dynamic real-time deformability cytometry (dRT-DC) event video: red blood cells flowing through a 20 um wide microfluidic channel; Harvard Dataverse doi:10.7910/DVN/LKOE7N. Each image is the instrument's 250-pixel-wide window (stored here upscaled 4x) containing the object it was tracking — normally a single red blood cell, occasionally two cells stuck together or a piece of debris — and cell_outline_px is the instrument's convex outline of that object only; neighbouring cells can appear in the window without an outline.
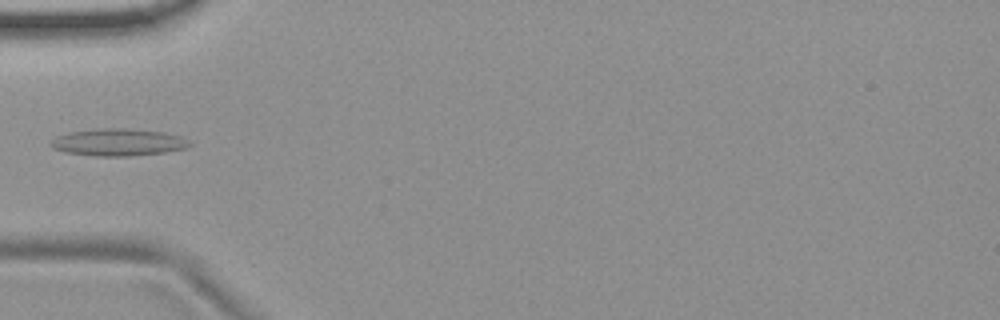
{"species": "common noctule bat (a hibernating species)", "species_latin": "Nyctalus noctula", "temperature_condition": "room temperature", "stored_images_in_passage": 6, "camera_frame_rate_fps": 3000, "um_per_image_px": 0.085, "animal": {"sex": "female", "body_mass_g": 19.9}, "frame": {"image": 1, "passage_image": 5, "time_ms": 1.333, "image_size_px": [1000, 320], "cell_outline_px": [[192, 144], [184, 148], [164, 152], [132, 156], [92, 156], [64, 152], [52, 148], [48, 144], [56, 136], [72, 132], [96, 128], [128, 128], [164, 132], [180, 136], [188, 140]], "centroid_in_image_um": [10.01, 12.09], "position_along_channel_um": 75.0, "area_um2": 22.08}}
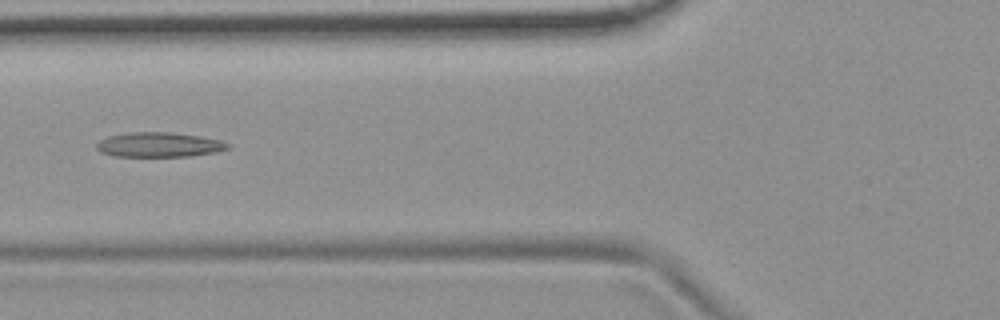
{"frame": {"image": 2, "passage_image": 6, "time_ms": 1.667, "image_size_px": [1000, 320], "cell_outline_px": [[228, 148], [216, 152], [188, 156], [112, 156], [100, 152], [96, 148], [96, 144], [100, 140], [108, 136], [128, 132], [172, 132], [200, 136], [220, 140], [228, 144]], "centroid_in_image_um": [13.47, 12.29], "position_along_channel_um": 112.3, "area_um2": 18.84}}